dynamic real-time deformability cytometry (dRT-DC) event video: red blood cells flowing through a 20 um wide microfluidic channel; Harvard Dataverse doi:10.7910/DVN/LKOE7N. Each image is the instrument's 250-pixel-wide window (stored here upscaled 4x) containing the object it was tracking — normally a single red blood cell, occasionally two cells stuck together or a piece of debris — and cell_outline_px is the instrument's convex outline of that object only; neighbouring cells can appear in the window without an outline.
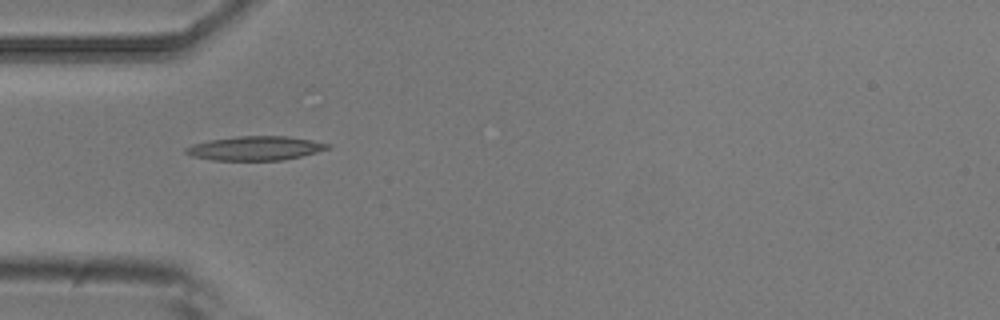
{"species": "common noctule bat (a hibernating species)", "species_latin": "Nyctalus noctula", "temperature_condition": "room temperature", "stored_images_in_passage": 9, "camera_frame_rate_fps": 3000, "um_per_image_px": 0.085, "animal": {"sex": "male", "body_mass_g": 20.5, "forearm_length_mm": 52.5}, "frame": {"image": 1, "passage_image": 4, "time_ms": 1.0, "image_size_px": [1000, 320], "cell_outline_px": [[332, 148], [284, 160], [212, 160], [192, 156], [184, 152], [184, 148], [192, 144], [208, 140], [236, 136], [288, 136], [312, 140], [332, 144]], "centroid_in_image_um": [21.7, 12.59], "position_along_channel_um": 63.3, "area_um2": 20.06}}
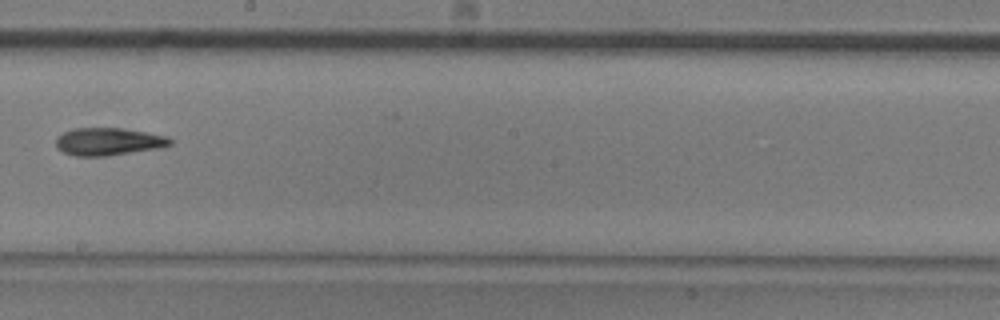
{"frame": {"image": 2, "passage_image": 8, "time_ms": 2.333, "image_size_px": [1000, 320], "cell_outline_px": [[172, 144], [160, 148], [104, 156], [76, 156], [64, 152], [56, 148], [56, 136], [72, 128], [124, 128], [168, 136], [172, 140]], "centroid_in_image_um": [9.21, 12.02], "position_along_channel_um": 239.0, "area_um2": 18.44}}
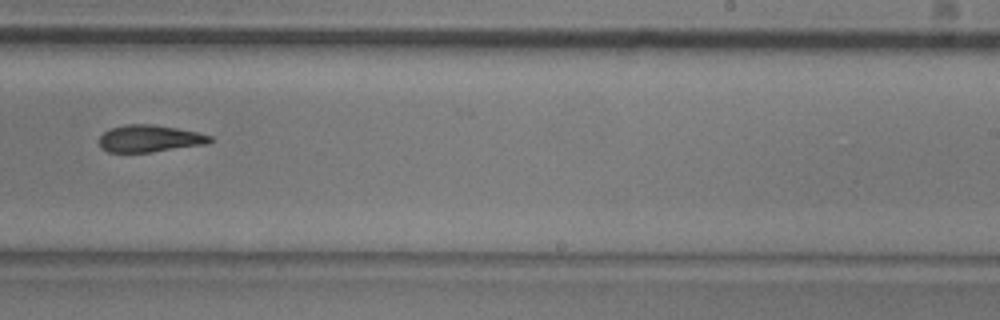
{"frame": {"image": 3, "passage_image": 9, "time_ms": 2.667, "image_size_px": [1000, 320], "cell_outline_px": [[212, 140], [208, 144], [152, 152], [108, 152], [100, 148], [100, 136], [104, 132], [112, 128], [124, 124], [152, 124], [176, 128], [196, 132], [212, 136]], "centroid_in_image_um": [12.72, 11.78], "position_along_channel_um": 276.3, "area_um2": 17.46}}